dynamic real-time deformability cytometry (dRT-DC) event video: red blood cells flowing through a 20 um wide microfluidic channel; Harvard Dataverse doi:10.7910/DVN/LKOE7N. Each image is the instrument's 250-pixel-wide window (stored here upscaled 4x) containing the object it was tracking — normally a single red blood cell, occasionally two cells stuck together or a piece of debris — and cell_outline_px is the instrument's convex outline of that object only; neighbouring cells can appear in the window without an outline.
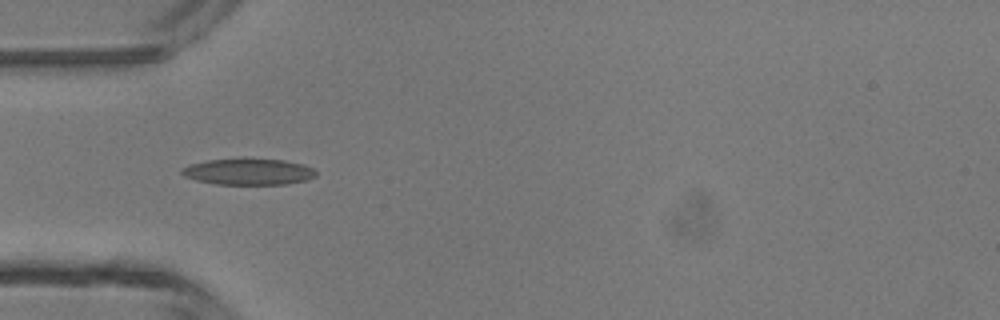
{"species": "common noctule bat (a hibernating species)", "species_latin": "Nyctalus noctula", "temperature_condition": "room temperature", "stored_images_in_passage": 4, "camera_frame_rate_fps": 3000, "um_per_image_px": 0.085, "animal": {"sex": "male", "body_mass_g": 13.3}, "frame": {"image": 1, "passage_image": 4, "time_ms": 3.333, "image_size_px": [1000, 320], "cell_outline_px": [[316, 176], [308, 180], [288, 184], [216, 184], [196, 180], [184, 176], [180, 172], [184, 168], [192, 164], [208, 160], [284, 160], [304, 164], [312, 168], [316, 172]], "centroid_in_image_um": [21.18, 14.62], "position_along_channel_um": 63.8, "area_um2": 20.06}}